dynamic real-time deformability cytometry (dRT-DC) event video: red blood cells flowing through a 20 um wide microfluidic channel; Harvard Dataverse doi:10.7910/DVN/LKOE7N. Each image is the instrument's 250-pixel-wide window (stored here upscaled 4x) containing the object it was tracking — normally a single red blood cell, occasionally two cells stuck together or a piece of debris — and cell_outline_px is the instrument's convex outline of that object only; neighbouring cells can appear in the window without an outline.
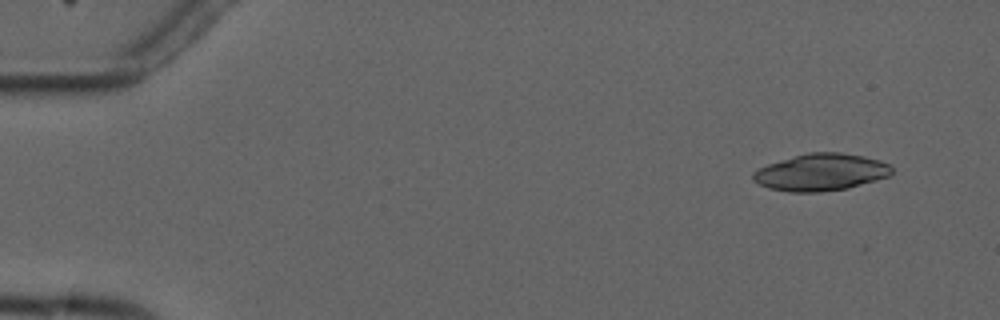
{"species": "common noctule bat (a hibernating species)", "species_latin": "Nyctalus noctula", "temperature_condition": "cold", "stored_images_in_passage": 6, "camera_frame_rate_fps": 3000, "um_per_image_px": 0.085, "animal": {"sex": "male", "forearm_length_mm": 52.5}, "frame": {"image": 1, "passage_image": 1, "time_ms": 0.0, "image_size_px": [1000, 320], "cell_outline_px": [[892, 172], [888, 176], [876, 180], [848, 188], [820, 192], [792, 192], [768, 188], [752, 180], [752, 172], [768, 164], [808, 152], [840, 152], [864, 156], [880, 160], [892, 164]], "centroid_in_image_um": [69.8, 14.64], "position_along_channel_um": 15.2, "area_um2": 29.94}}